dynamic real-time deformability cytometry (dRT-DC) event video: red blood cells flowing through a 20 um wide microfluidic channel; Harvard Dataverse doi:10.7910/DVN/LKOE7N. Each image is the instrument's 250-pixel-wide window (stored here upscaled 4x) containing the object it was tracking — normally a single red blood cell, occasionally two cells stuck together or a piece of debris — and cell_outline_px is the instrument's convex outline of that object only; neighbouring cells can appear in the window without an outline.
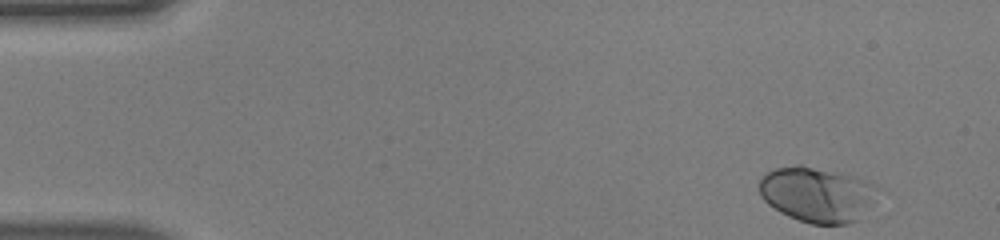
{"species": "human", "species_latin": "Homo sapiens", "temperature_condition": "warm", "stored_images_in_passage": 47, "camera_frame_rate_fps": 3000, "um_per_image_px": 0.085, "donor": {"sex": "male"}, "frame": {"image": 1, "passage_image": 1, "time_ms": 0.0, "image_size_px": [1000, 240], "cell_outline_px": [[876, 188], [860, 220], [848, 224], [812, 224], [788, 216], [780, 212], [768, 204], [760, 196], [760, 176], [772, 168], [796, 164], [800, 164], [856, 176], [864, 180]], "centroid_in_image_um": [69.36, 16.51], "position_along_channel_um": 15.6, "area_um2": 37.74}}
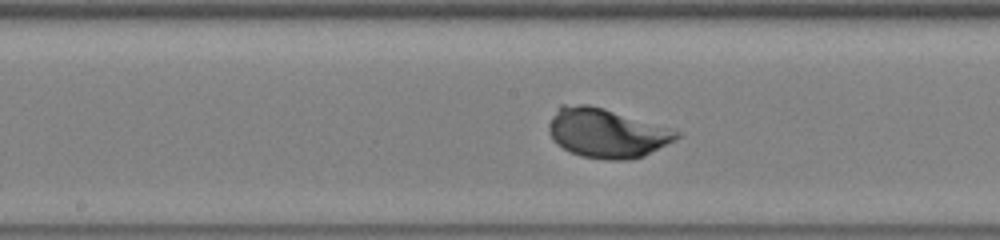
{"frame": {"image": 2, "passage_image": 23, "time_ms": 7.333, "image_size_px": [1000, 240], "cell_outline_px": [[684, 132], [676, 140], [644, 156], [628, 160], [604, 160], [580, 156], [556, 144], [552, 140], [548, 132], [548, 124], [560, 104], [588, 104], [604, 108]], "centroid_in_image_um": [51.57, 11.31], "position_along_channel_um": 196.6, "area_um2": 36.99}}
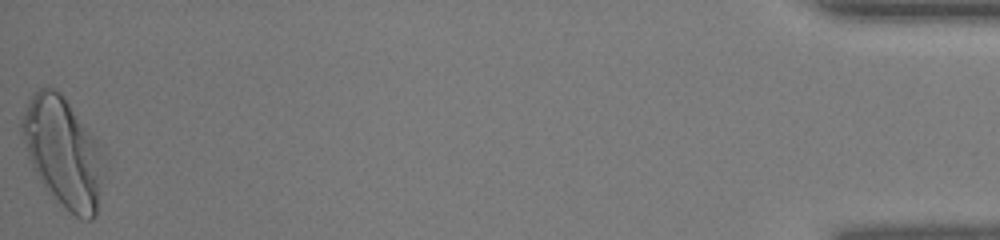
{"frame": {"image": 3, "passage_image": 47, "time_ms": 15.333, "image_size_px": [1000, 240], "cell_outline_px": [[104, 176], [96, 216], [92, 220], [88, 220], [76, 216], [48, 192], [32, 168], [20, 132], [20, 120], [28, 100], [32, 92], [48, 84], [56, 88], [64, 96], [104, 148]], "centroid_in_image_um": [5.38, 12.89], "position_along_channel_um": 429.8, "area_um2": 53.12}, "authors_computed_cell_mechanics": {"area_um2": 36.2984, "velocity_mm_per_s": 4.1216, "shape_relaxation_time_tau1_ms": 1.997, "shape_relaxation_time_tau2_ms": null, "deformation_change_tau1": 0.1558, "deformation_change_tau2": null}}